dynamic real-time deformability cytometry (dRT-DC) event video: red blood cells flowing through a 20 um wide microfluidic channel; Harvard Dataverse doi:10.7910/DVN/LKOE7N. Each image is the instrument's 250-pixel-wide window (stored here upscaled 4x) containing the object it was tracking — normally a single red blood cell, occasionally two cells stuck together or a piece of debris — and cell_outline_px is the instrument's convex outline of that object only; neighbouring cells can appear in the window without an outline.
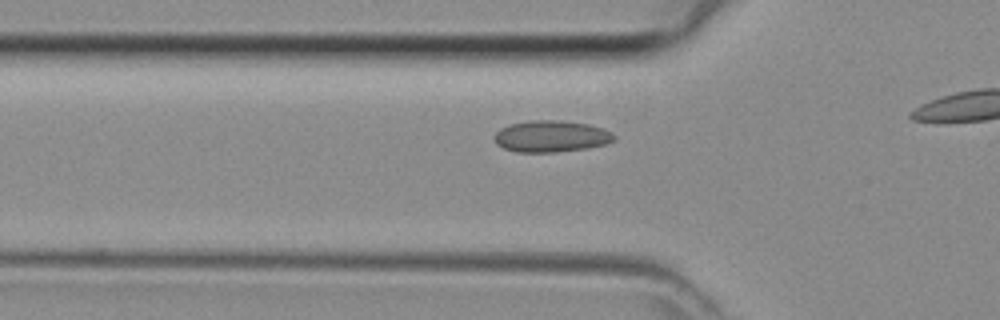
{"species": "common noctule bat (a hibernating species)", "species_latin": "Nyctalus noctula", "temperature_condition": "room temperature", "stored_images_in_passage": 15, "camera_frame_rate_fps": 3000, "um_per_image_px": 0.085, "animal": {"sex": "female", "body_mass_g": 29.2, "forearm_length_mm": 56.3}, "frame": {"image": 1, "passage_image": 5, "time_ms": 1.333, "image_size_px": [1000, 320], "cell_outline_px": [[616, 140], [604, 144], [588, 148], [556, 152], [516, 152], [504, 148], [496, 144], [492, 136], [500, 128], [508, 124], [532, 120], [560, 120], [588, 124], [604, 128], [612, 132], [616, 136]], "centroid_in_image_um": [46.84, 11.58], "position_along_channel_um": 79.0, "area_um2": 22.31}}
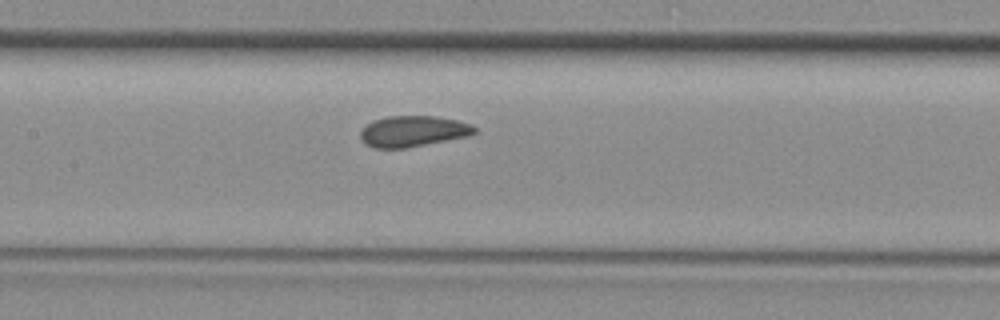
{"frame": {"image": 2, "passage_image": 11, "time_ms": 3.333, "image_size_px": [1000, 320], "cell_outline_px": [[476, 132], [468, 136], [404, 148], [372, 148], [360, 136], [360, 132], [372, 120], [388, 116], [436, 116], [456, 120], [472, 124], [476, 128]], "centroid_in_image_um": [35.12, 11.14], "position_along_channel_um": 172.3, "area_um2": 20.35}}
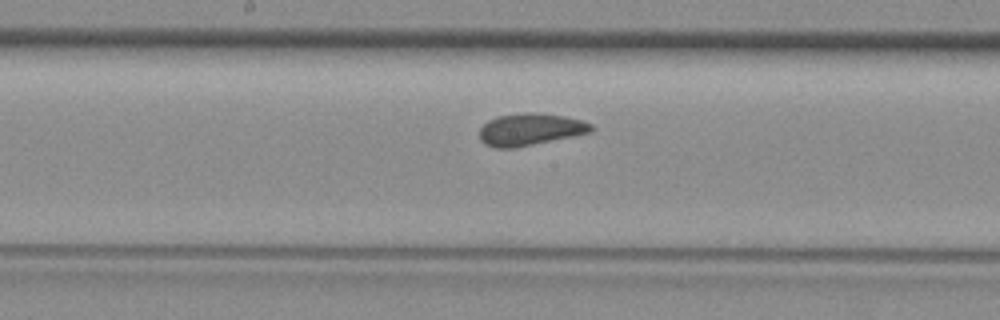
{"frame": {"image": 3, "passage_image": 13, "time_ms": 4.0, "image_size_px": [1000, 320], "cell_outline_px": [[592, 132], [512, 148], [496, 148], [484, 144], [480, 140], [480, 128], [488, 120], [496, 116], [524, 112], [528, 112], [564, 116], [584, 120], [592, 124]], "centroid_in_image_um": [45.04, 10.99], "position_along_channel_um": 203.2, "area_um2": 20.75}}